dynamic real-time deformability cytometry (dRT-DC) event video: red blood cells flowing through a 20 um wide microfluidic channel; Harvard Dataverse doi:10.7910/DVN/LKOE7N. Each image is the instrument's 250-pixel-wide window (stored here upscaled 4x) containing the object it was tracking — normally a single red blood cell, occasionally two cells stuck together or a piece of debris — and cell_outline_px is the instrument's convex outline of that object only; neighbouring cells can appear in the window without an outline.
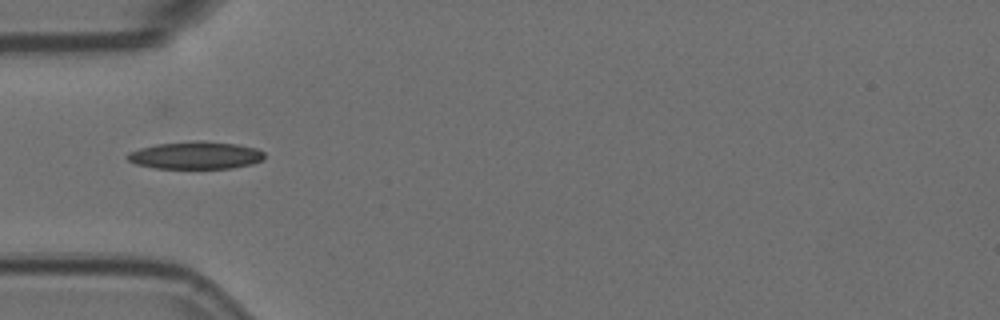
{"species": "Egyptian fruit bat (a non-hibernating species)", "species_latin": "Rousettus aegyptiacus", "temperature_condition": "room temperature", "stored_images_in_passage": 7, "camera_frame_rate_fps": 3000, "um_per_image_px": 0.085, "animal": {"sex": "female"}, "frame": {"image": 1, "passage_image": 5, "time_ms": 1.333, "image_size_px": [1000, 320], "cell_outline_px": [[264, 160], [252, 164], [232, 168], [156, 168], [136, 164], [128, 160], [124, 156], [128, 152], [140, 148], [156, 144], [196, 140], [204, 140], [236, 144], [256, 148], [264, 152]], "centroid_in_image_um": [16.63, 13.19], "position_along_channel_um": 68.4, "area_um2": 22.14}}
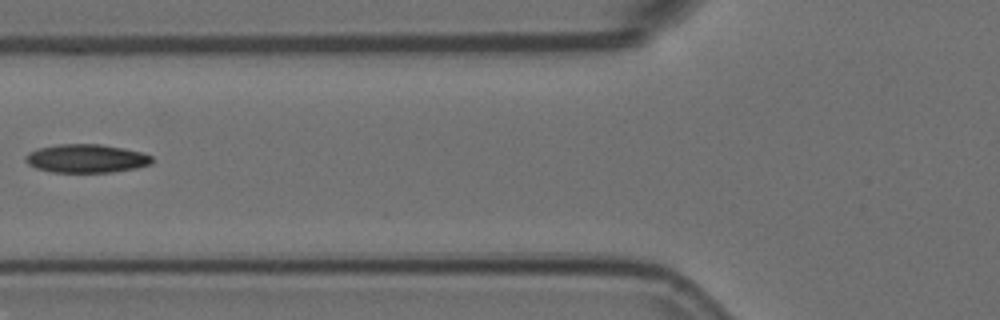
{"frame": {"image": 2, "passage_image": 6, "time_ms": 1.667, "image_size_px": [1000, 320], "cell_outline_px": [[152, 164], [136, 168], [112, 172], [52, 172], [36, 168], [28, 164], [24, 160], [24, 156], [28, 152], [40, 148], [60, 144], [100, 144], [124, 148], [140, 152], [152, 156]], "centroid_in_image_um": [7.33, 13.47], "position_along_channel_um": 118.5, "area_um2": 20.98}}
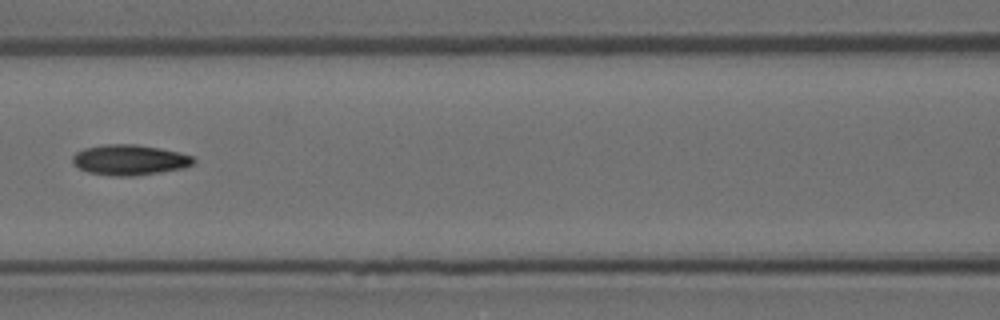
{"frame": {"image": 3, "passage_image": 7, "time_ms": 2.0, "image_size_px": [1000, 320], "cell_outline_px": [[196, 160], [192, 164], [184, 168], [160, 172], [132, 176], [112, 176], [88, 172], [72, 164], [72, 156], [76, 152], [84, 148], [104, 144], [136, 144], [160, 148], [180, 152], [192, 156]], "centroid_in_image_um": [11.0, 13.58], "position_along_channel_um": 155.6, "area_um2": 21.56}}